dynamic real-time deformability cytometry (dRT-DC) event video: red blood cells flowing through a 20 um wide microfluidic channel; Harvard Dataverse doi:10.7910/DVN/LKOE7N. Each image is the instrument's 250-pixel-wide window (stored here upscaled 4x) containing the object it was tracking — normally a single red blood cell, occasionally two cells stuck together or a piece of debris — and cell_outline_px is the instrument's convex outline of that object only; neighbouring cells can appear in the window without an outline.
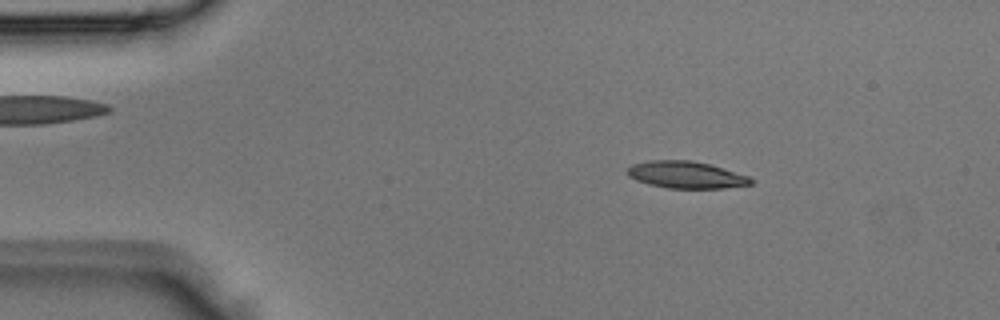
{"species": "Egyptian fruit bat (a non-hibernating species)", "species_latin": "Rousettus aegyptiacus", "temperature_condition": "room temperature", "stored_images_in_passage": 3, "camera_frame_rate_fps": 3000, "um_per_image_px": 0.085, "animal": {"sex": "male"}, "frame": {"image": 1, "passage_image": 2, "time_ms": 0.333, "image_size_px": [1000, 320], "cell_outline_px": [[756, 180], [752, 184], [724, 188], [668, 188], [648, 184], [636, 180], [628, 176], [628, 168], [632, 164], [648, 160], [692, 160], [708, 164], [748, 176]], "centroid_in_image_um": [58.31, 14.86], "position_along_channel_um": 26.7, "area_um2": 19.36}}